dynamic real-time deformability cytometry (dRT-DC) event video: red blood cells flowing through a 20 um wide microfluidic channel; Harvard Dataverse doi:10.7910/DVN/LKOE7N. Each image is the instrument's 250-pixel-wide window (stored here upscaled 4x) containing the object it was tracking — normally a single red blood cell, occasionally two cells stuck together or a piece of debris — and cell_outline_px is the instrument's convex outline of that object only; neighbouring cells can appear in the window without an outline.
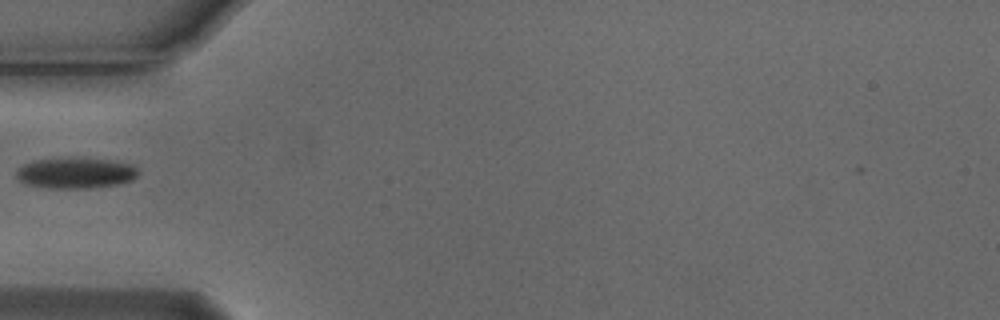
{"species": "Egyptian fruit bat (a non-hibernating species)", "species_latin": "Rousettus aegyptiacus", "temperature_condition": "cold", "stored_images_in_passage": 1, "camera_frame_rate_fps": 3000, "um_per_image_px": 0.085, "animal": {"sex": "male"}, "frame": {"image": 1, "passage_image": 1, "time_ms": 0.0, "image_size_px": [1000, 320], "cell_outline_px": [[140, 172], [132, 180], [120, 184], [92, 188], [44, 188], [28, 184], [20, 180], [16, 176], [16, 168], [32, 160], [108, 160], [132, 164]], "centroid_in_image_um": [6.43, 14.74], "position_along_channel_um": 78.6, "area_um2": 21.33}}